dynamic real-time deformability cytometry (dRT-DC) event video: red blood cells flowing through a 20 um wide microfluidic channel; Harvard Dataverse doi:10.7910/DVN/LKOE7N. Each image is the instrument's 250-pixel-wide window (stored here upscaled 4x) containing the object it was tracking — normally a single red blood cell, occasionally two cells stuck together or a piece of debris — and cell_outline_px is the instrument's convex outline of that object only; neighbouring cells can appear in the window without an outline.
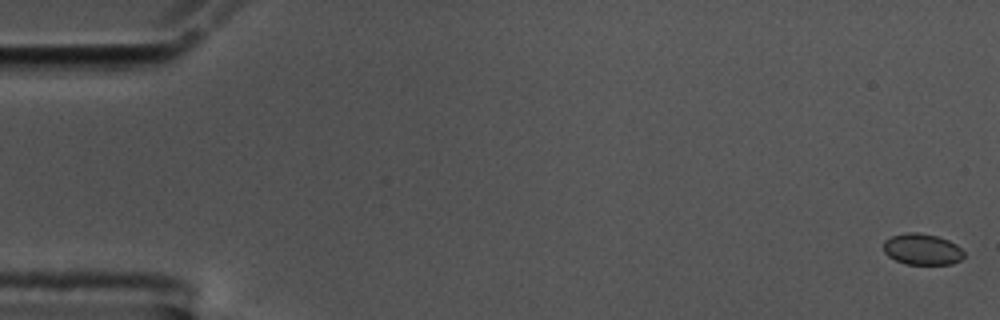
{"species": "common noctule bat (a hibernating species)", "species_latin": "Nyctalus noctula", "temperature_condition": "cold", "stored_images_in_passage": 12, "camera_frame_rate_fps": 3000, "um_per_image_px": 0.085, "animal": {"sex": "male", "body_mass_g": 17.5, "forearm_length_mm": 52.3}, "frame": {"image": 1, "passage_image": 1, "time_ms": 0.0, "image_size_px": [1000, 320], "cell_outline_px": [[964, 256], [960, 260], [952, 264], [904, 264], [888, 256], [884, 252], [884, 240], [892, 236], [908, 232], [916, 232], [936, 236], [948, 240], [956, 244], [964, 252]], "centroid_in_image_um": [78.38, 21.19], "position_along_channel_um": 6.6, "area_um2": 14.57}}